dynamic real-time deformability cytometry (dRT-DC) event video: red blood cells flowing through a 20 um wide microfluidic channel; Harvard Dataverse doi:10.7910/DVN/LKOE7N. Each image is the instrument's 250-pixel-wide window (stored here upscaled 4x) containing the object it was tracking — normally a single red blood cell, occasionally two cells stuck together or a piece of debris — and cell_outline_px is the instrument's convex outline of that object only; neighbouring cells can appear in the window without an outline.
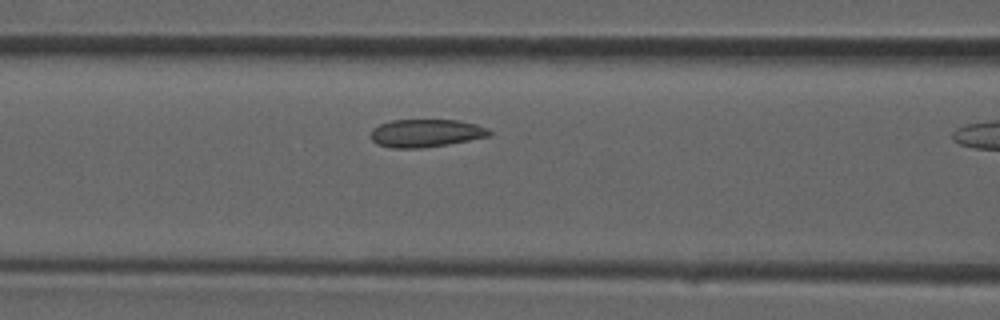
{"species": "common noctule bat (a hibernating species)", "species_latin": "Nyctalus noctula", "temperature_condition": "room temperature", "stored_images_in_passage": 9, "camera_frame_rate_fps": 3000, "um_per_image_px": 0.085, "animal": {"sex": "male", "forearm_length_mm": 52.5}, "frame": {"image": 1, "passage_image": 8, "time_ms": 2.333, "image_size_px": [1000, 320], "cell_outline_px": [[492, 132], [488, 136], [448, 144], [424, 148], [392, 148], [376, 144], [368, 136], [372, 128], [380, 124], [392, 120], [460, 120], [476, 124], [488, 128]], "centroid_in_image_um": [36.15, 11.32], "position_along_channel_um": 130.5, "area_um2": 19.42}}